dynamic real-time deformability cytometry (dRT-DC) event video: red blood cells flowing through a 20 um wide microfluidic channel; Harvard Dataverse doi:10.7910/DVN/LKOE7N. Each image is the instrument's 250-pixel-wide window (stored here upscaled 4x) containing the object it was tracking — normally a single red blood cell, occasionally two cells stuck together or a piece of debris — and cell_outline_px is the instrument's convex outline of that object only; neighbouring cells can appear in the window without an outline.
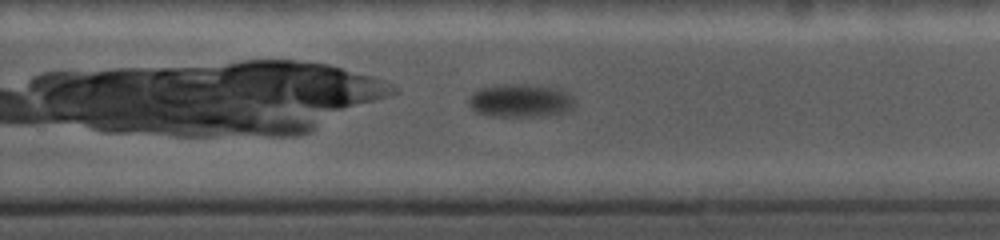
{"species": "common noctule bat (a hibernating species)", "species_latin": "Nyctalus noctula", "temperature_condition": "cold", "stored_images_in_passage": 33, "camera_frame_rate_fps": 5000, "um_per_image_px": 0.085, "animal": {"sex": "female", "body_mass_g": 19.0, "forearm_length_mm": 56.7}, "frame": {"image": 1, "passage_image": 19, "time_ms": 3.6, "image_size_px": [1000, 240], "cell_outline_px": [[576, 104], [572, 108], [564, 112], [544, 116], [492, 116], [476, 112], [468, 104], [468, 100], [480, 88], [504, 84], [524, 84], [556, 88], [568, 92], [576, 100]], "centroid_in_image_um": [44.28, 8.56], "position_along_channel_um": 285.5, "area_um2": 20.46}}